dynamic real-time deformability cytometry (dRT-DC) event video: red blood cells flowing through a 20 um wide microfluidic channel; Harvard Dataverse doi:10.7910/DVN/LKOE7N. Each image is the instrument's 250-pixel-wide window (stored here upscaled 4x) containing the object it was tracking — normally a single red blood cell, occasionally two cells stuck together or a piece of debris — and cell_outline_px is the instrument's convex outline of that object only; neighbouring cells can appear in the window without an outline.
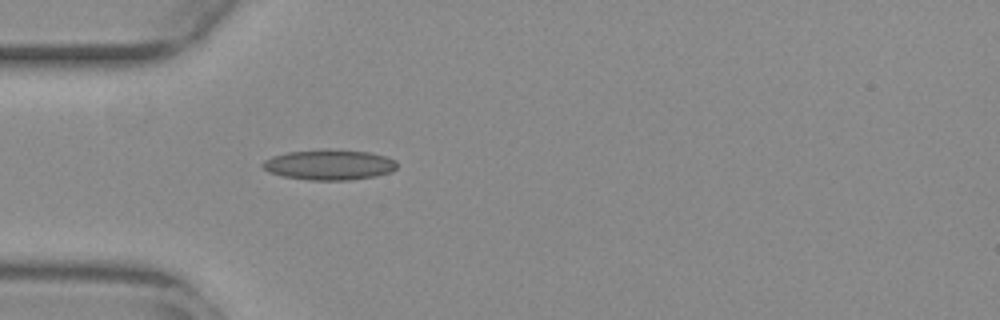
{"species": "common noctule bat (a hibernating species)", "species_latin": "Nyctalus noctula", "temperature_condition": "warm", "stored_images_in_passage": 38, "camera_frame_rate_fps": 3000, "um_per_image_px": 0.085, "animal": {"sex": "female", "body_mass_g": 29.2, "forearm_length_mm": 56.3}, "frame": {"image": 1, "passage_image": 1, "time_ms": 0.0, "image_size_px": [1000, 320], "cell_outline_px": [[396, 168], [392, 172], [376, 176], [348, 180], [308, 180], [284, 176], [268, 172], [260, 164], [264, 160], [272, 156], [288, 152], [328, 148], [368, 152], [384, 156], [396, 160]], "centroid_in_image_um": [27.98, 13.99], "position_along_channel_um": 57.0, "area_um2": 23.93}}
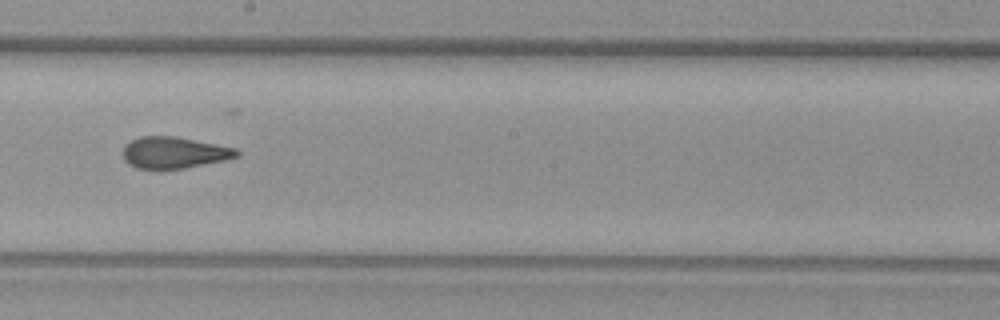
{"frame": {"image": 2, "passage_image": 15, "time_ms": 4.667, "image_size_px": [1000, 320], "cell_outline_px": [[240, 156], [224, 160], [184, 168], [160, 172], [156, 172], [136, 168], [128, 164], [124, 160], [124, 148], [132, 140], [140, 136], [176, 136], [236, 148], [240, 152]], "centroid_in_image_um": [14.78, 13.01], "position_along_channel_um": 233.4, "area_um2": 21.39}}
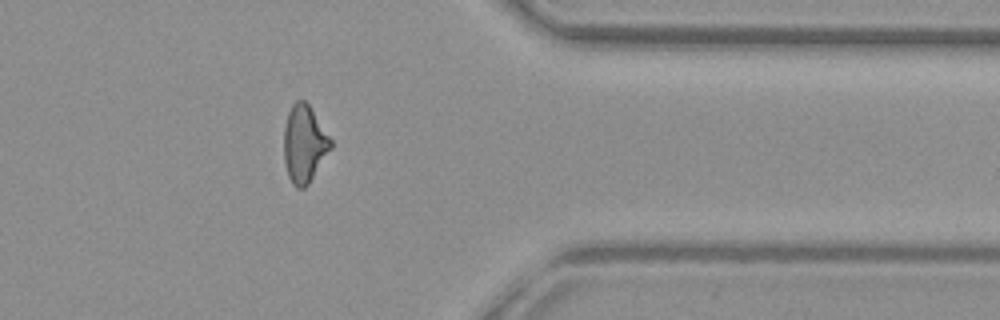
{"frame": {"image": 3, "passage_image": 28, "time_ms": 9.0, "image_size_px": [1000, 320], "cell_outline_px": [[332, 148], [308, 184], [304, 188], [296, 188], [292, 184], [288, 176], [284, 164], [284, 128], [288, 112], [292, 104], [296, 100], [304, 100], [308, 104], [332, 140]], "centroid_in_image_um": [25.85, 12.25], "position_along_channel_um": 385.5, "area_um2": 21.1}, "authors_computed_cell_mechanics": {"area_um2": 21.1548, "velocity_mm_per_s": 3.8746, "shape_relaxation_time_tau1_ms": null, "shape_relaxation_time_tau2_ms": 2.0076, "deformation_change_tau1": null, "deformation_change_tau2": 0.088}}